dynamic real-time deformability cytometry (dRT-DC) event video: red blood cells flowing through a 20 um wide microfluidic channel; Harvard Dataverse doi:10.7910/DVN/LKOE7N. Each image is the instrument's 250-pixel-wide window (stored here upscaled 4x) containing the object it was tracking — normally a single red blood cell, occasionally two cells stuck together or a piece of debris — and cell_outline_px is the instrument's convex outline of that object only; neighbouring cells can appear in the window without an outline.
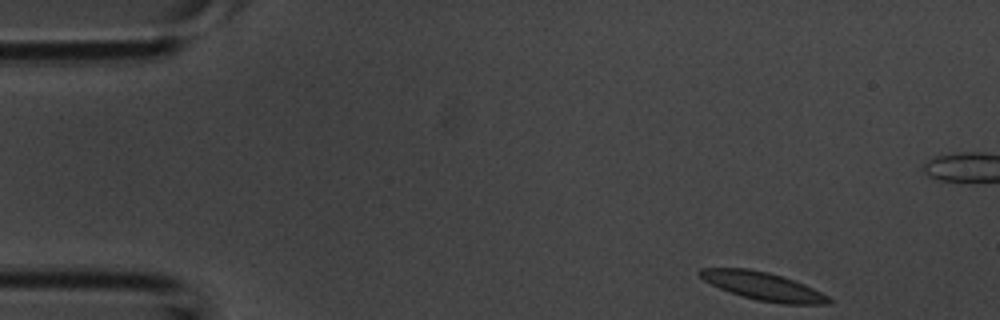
{"species": "common noctule bat (a hibernating species)", "species_latin": "Nyctalus noctula", "temperature_condition": "room temperature", "stored_images_in_passage": 9, "camera_frame_rate_fps": 3000, "um_per_image_px": 0.085, "animal": {"sex": "male", "body_mass_g": 20.1, "forearm_length_mm": 53.5}, "frame": {"image": 1, "passage_image": 1, "time_ms": 0.0, "image_size_px": [1000, 320], "cell_outline_px": [[832, 304], [784, 304], [756, 300], [720, 288], [704, 280], [696, 272], [700, 268], [748, 268], [768, 272], [804, 284], [828, 296], [832, 300]], "centroid_in_image_um": [64.86, 24.32], "position_along_channel_um": 20.1, "area_um2": 20.81}}